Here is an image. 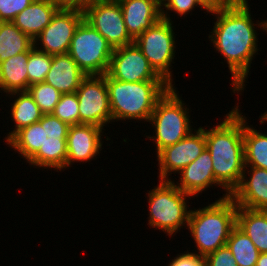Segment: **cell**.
<instances>
[{
	"label": "cell",
	"mask_w": 267,
	"mask_h": 266,
	"mask_svg": "<svg viewBox=\"0 0 267 266\" xmlns=\"http://www.w3.org/2000/svg\"><path fill=\"white\" fill-rule=\"evenodd\" d=\"M79 102L75 93L62 94L56 104L53 116L67 123L69 126L79 124Z\"/></svg>",
	"instance_id": "obj_29"
},
{
	"label": "cell",
	"mask_w": 267,
	"mask_h": 266,
	"mask_svg": "<svg viewBox=\"0 0 267 266\" xmlns=\"http://www.w3.org/2000/svg\"><path fill=\"white\" fill-rule=\"evenodd\" d=\"M267 121V111L261 116L260 123H264Z\"/></svg>",
	"instance_id": "obj_38"
},
{
	"label": "cell",
	"mask_w": 267,
	"mask_h": 266,
	"mask_svg": "<svg viewBox=\"0 0 267 266\" xmlns=\"http://www.w3.org/2000/svg\"><path fill=\"white\" fill-rule=\"evenodd\" d=\"M114 49L85 19L77 27L68 54L87 75H105Z\"/></svg>",
	"instance_id": "obj_9"
},
{
	"label": "cell",
	"mask_w": 267,
	"mask_h": 266,
	"mask_svg": "<svg viewBox=\"0 0 267 266\" xmlns=\"http://www.w3.org/2000/svg\"><path fill=\"white\" fill-rule=\"evenodd\" d=\"M246 171L249 173V179L246 177ZM230 197L238 207L267 210V170L245 166L240 184L233 190Z\"/></svg>",
	"instance_id": "obj_16"
},
{
	"label": "cell",
	"mask_w": 267,
	"mask_h": 266,
	"mask_svg": "<svg viewBox=\"0 0 267 266\" xmlns=\"http://www.w3.org/2000/svg\"><path fill=\"white\" fill-rule=\"evenodd\" d=\"M212 158L210 152L205 148L199 157L183 168L179 174L180 182L175 186L191 196H196L212 185L225 188L215 179ZM178 184V185H177Z\"/></svg>",
	"instance_id": "obj_18"
},
{
	"label": "cell",
	"mask_w": 267,
	"mask_h": 266,
	"mask_svg": "<svg viewBox=\"0 0 267 266\" xmlns=\"http://www.w3.org/2000/svg\"><path fill=\"white\" fill-rule=\"evenodd\" d=\"M60 8L52 0H34L12 21L23 33L35 39Z\"/></svg>",
	"instance_id": "obj_20"
},
{
	"label": "cell",
	"mask_w": 267,
	"mask_h": 266,
	"mask_svg": "<svg viewBox=\"0 0 267 266\" xmlns=\"http://www.w3.org/2000/svg\"><path fill=\"white\" fill-rule=\"evenodd\" d=\"M106 74L124 82L163 80L135 43L114 49Z\"/></svg>",
	"instance_id": "obj_14"
},
{
	"label": "cell",
	"mask_w": 267,
	"mask_h": 266,
	"mask_svg": "<svg viewBox=\"0 0 267 266\" xmlns=\"http://www.w3.org/2000/svg\"><path fill=\"white\" fill-rule=\"evenodd\" d=\"M184 105L175 86L170 87L157 101L148 121L152 122L151 124L155 128V136L147 137L155 141L157 153L164 147L179 142L192 132V126L189 124V108Z\"/></svg>",
	"instance_id": "obj_7"
},
{
	"label": "cell",
	"mask_w": 267,
	"mask_h": 266,
	"mask_svg": "<svg viewBox=\"0 0 267 266\" xmlns=\"http://www.w3.org/2000/svg\"><path fill=\"white\" fill-rule=\"evenodd\" d=\"M53 55L44 53L34 46L30 49L27 61L28 88L31 84L44 82L50 70Z\"/></svg>",
	"instance_id": "obj_27"
},
{
	"label": "cell",
	"mask_w": 267,
	"mask_h": 266,
	"mask_svg": "<svg viewBox=\"0 0 267 266\" xmlns=\"http://www.w3.org/2000/svg\"><path fill=\"white\" fill-rule=\"evenodd\" d=\"M8 94L13 96V98L17 95V99L11 105V117L15 127L7 135L6 142L21 128L37 123L43 116L39 106L28 91H14Z\"/></svg>",
	"instance_id": "obj_23"
},
{
	"label": "cell",
	"mask_w": 267,
	"mask_h": 266,
	"mask_svg": "<svg viewBox=\"0 0 267 266\" xmlns=\"http://www.w3.org/2000/svg\"><path fill=\"white\" fill-rule=\"evenodd\" d=\"M27 91L43 114H51L62 95L56 88L45 82L31 84Z\"/></svg>",
	"instance_id": "obj_28"
},
{
	"label": "cell",
	"mask_w": 267,
	"mask_h": 266,
	"mask_svg": "<svg viewBox=\"0 0 267 266\" xmlns=\"http://www.w3.org/2000/svg\"><path fill=\"white\" fill-rule=\"evenodd\" d=\"M103 0H79V10H84V8L90 4L98 3Z\"/></svg>",
	"instance_id": "obj_36"
},
{
	"label": "cell",
	"mask_w": 267,
	"mask_h": 266,
	"mask_svg": "<svg viewBox=\"0 0 267 266\" xmlns=\"http://www.w3.org/2000/svg\"><path fill=\"white\" fill-rule=\"evenodd\" d=\"M216 15V22L209 38L218 53L226 59L231 72L233 92L244 89L251 61L257 49V33L260 26L266 32V21L254 24L248 1H230L224 7L209 12ZM213 33V34H212Z\"/></svg>",
	"instance_id": "obj_1"
},
{
	"label": "cell",
	"mask_w": 267,
	"mask_h": 266,
	"mask_svg": "<svg viewBox=\"0 0 267 266\" xmlns=\"http://www.w3.org/2000/svg\"><path fill=\"white\" fill-rule=\"evenodd\" d=\"M168 15V16H167ZM162 18L152 27L146 29L139 35L134 43L142 51L143 55L149 61L154 71L171 87L172 84V68L171 63L175 57V36L172 26V20L168 12L161 8Z\"/></svg>",
	"instance_id": "obj_8"
},
{
	"label": "cell",
	"mask_w": 267,
	"mask_h": 266,
	"mask_svg": "<svg viewBox=\"0 0 267 266\" xmlns=\"http://www.w3.org/2000/svg\"><path fill=\"white\" fill-rule=\"evenodd\" d=\"M226 246L238 266H256L260 252L237 225L232 228Z\"/></svg>",
	"instance_id": "obj_26"
},
{
	"label": "cell",
	"mask_w": 267,
	"mask_h": 266,
	"mask_svg": "<svg viewBox=\"0 0 267 266\" xmlns=\"http://www.w3.org/2000/svg\"><path fill=\"white\" fill-rule=\"evenodd\" d=\"M34 46L33 39L13 22H0V63Z\"/></svg>",
	"instance_id": "obj_24"
},
{
	"label": "cell",
	"mask_w": 267,
	"mask_h": 266,
	"mask_svg": "<svg viewBox=\"0 0 267 266\" xmlns=\"http://www.w3.org/2000/svg\"><path fill=\"white\" fill-rule=\"evenodd\" d=\"M168 266H205V257H201L195 252H184L178 254L171 260Z\"/></svg>",
	"instance_id": "obj_33"
},
{
	"label": "cell",
	"mask_w": 267,
	"mask_h": 266,
	"mask_svg": "<svg viewBox=\"0 0 267 266\" xmlns=\"http://www.w3.org/2000/svg\"><path fill=\"white\" fill-rule=\"evenodd\" d=\"M83 20V10L60 8L51 22L33 39L34 47L50 55L68 53L75 31ZM38 41L40 49L36 46L39 45Z\"/></svg>",
	"instance_id": "obj_12"
},
{
	"label": "cell",
	"mask_w": 267,
	"mask_h": 266,
	"mask_svg": "<svg viewBox=\"0 0 267 266\" xmlns=\"http://www.w3.org/2000/svg\"><path fill=\"white\" fill-rule=\"evenodd\" d=\"M189 196L178 189L174 181L160 180L159 185L148 193V224L172 237L185 224L188 225L191 210H187L186 199Z\"/></svg>",
	"instance_id": "obj_6"
},
{
	"label": "cell",
	"mask_w": 267,
	"mask_h": 266,
	"mask_svg": "<svg viewBox=\"0 0 267 266\" xmlns=\"http://www.w3.org/2000/svg\"><path fill=\"white\" fill-rule=\"evenodd\" d=\"M84 19L96 29L113 49L134 43L129 35L118 0H103L83 10Z\"/></svg>",
	"instance_id": "obj_11"
},
{
	"label": "cell",
	"mask_w": 267,
	"mask_h": 266,
	"mask_svg": "<svg viewBox=\"0 0 267 266\" xmlns=\"http://www.w3.org/2000/svg\"><path fill=\"white\" fill-rule=\"evenodd\" d=\"M103 128L90 124L71 125L68 129L66 167L74 162H88L96 157L102 148Z\"/></svg>",
	"instance_id": "obj_15"
},
{
	"label": "cell",
	"mask_w": 267,
	"mask_h": 266,
	"mask_svg": "<svg viewBox=\"0 0 267 266\" xmlns=\"http://www.w3.org/2000/svg\"><path fill=\"white\" fill-rule=\"evenodd\" d=\"M256 266H267V253H260Z\"/></svg>",
	"instance_id": "obj_37"
},
{
	"label": "cell",
	"mask_w": 267,
	"mask_h": 266,
	"mask_svg": "<svg viewBox=\"0 0 267 266\" xmlns=\"http://www.w3.org/2000/svg\"><path fill=\"white\" fill-rule=\"evenodd\" d=\"M76 95L79 102V124L103 128L105 124L112 122L106 74L86 76Z\"/></svg>",
	"instance_id": "obj_10"
},
{
	"label": "cell",
	"mask_w": 267,
	"mask_h": 266,
	"mask_svg": "<svg viewBox=\"0 0 267 266\" xmlns=\"http://www.w3.org/2000/svg\"><path fill=\"white\" fill-rule=\"evenodd\" d=\"M243 116V141L245 166L267 170V134H263L247 125Z\"/></svg>",
	"instance_id": "obj_25"
},
{
	"label": "cell",
	"mask_w": 267,
	"mask_h": 266,
	"mask_svg": "<svg viewBox=\"0 0 267 266\" xmlns=\"http://www.w3.org/2000/svg\"><path fill=\"white\" fill-rule=\"evenodd\" d=\"M86 76L68 53L56 54L44 82L62 94L75 93Z\"/></svg>",
	"instance_id": "obj_19"
},
{
	"label": "cell",
	"mask_w": 267,
	"mask_h": 266,
	"mask_svg": "<svg viewBox=\"0 0 267 266\" xmlns=\"http://www.w3.org/2000/svg\"><path fill=\"white\" fill-rule=\"evenodd\" d=\"M205 266H238L227 246L218 248L205 257Z\"/></svg>",
	"instance_id": "obj_31"
},
{
	"label": "cell",
	"mask_w": 267,
	"mask_h": 266,
	"mask_svg": "<svg viewBox=\"0 0 267 266\" xmlns=\"http://www.w3.org/2000/svg\"><path fill=\"white\" fill-rule=\"evenodd\" d=\"M59 8L79 9V0H52Z\"/></svg>",
	"instance_id": "obj_35"
},
{
	"label": "cell",
	"mask_w": 267,
	"mask_h": 266,
	"mask_svg": "<svg viewBox=\"0 0 267 266\" xmlns=\"http://www.w3.org/2000/svg\"><path fill=\"white\" fill-rule=\"evenodd\" d=\"M196 6L206 10L198 0H161V7L176 12L179 16H185Z\"/></svg>",
	"instance_id": "obj_32"
},
{
	"label": "cell",
	"mask_w": 267,
	"mask_h": 266,
	"mask_svg": "<svg viewBox=\"0 0 267 266\" xmlns=\"http://www.w3.org/2000/svg\"><path fill=\"white\" fill-rule=\"evenodd\" d=\"M30 50L0 63V89L4 93L28 90L27 61Z\"/></svg>",
	"instance_id": "obj_22"
},
{
	"label": "cell",
	"mask_w": 267,
	"mask_h": 266,
	"mask_svg": "<svg viewBox=\"0 0 267 266\" xmlns=\"http://www.w3.org/2000/svg\"><path fill=\"white\" fill-rule=\"evenodd\" d=\"M179 142L164 147L157 154L159 181L171 180L172 172L179 173L188 164L196 160L206 148L205 132L202 127L194 130Z\"/></svg>",
	"instance_id": "obj_13"
},
{
	"label": "cell",
	"mask_w": 267,
	"mask_h": 266,
	"mask_svg": "<svg viewBox=\"0 0 267 266\" xmlns=\"http://www.w3.org/2000/svg\"><path fill=\"white\" fill-rule=\"evenodd\" d=\"M236 225L250 238L260 253H267V210L237 206Z\"/></svg>",
	"instance_id": "obj_21"
},
{
	"label": "cell",
	"mask_w": 267,
	"mask_h": 266,
	"mask_svg": "<svg viewBox=\"0 0 267 266\" xmlns=\"http://www.w3.org/2000/svg\"><path fill=\"white\" fill-rule=\"evenodd\" d=\"M69 125L52 114H43L37 123L21 128L8 141L29 165L66 169V139Z\"/></svg>",
	"instance_id": "obj_3"
},
{
	"label": "cell",
	"mask_w": 267,
	"mask_h": 266,
	"mask_svg": "<svg viewBox=\"0 0 267 266\" xmlns=\"http://www.w3.org/2000/svg\"><path fill=\"white\" fill-rule=\"evenodd\" d=\"M237 205L228 196L220 197L202 209L190 211L188 229L199 256L206 257L226 246L232 228L236 225Z\"/></svg>",
	"instance_id": "obj_4"
},
{
	"label": "cell",
	"mask_w": 267,
	"mask_h": 266,
	"mask_svg": "<svg viewBox=\"0 0 267 266\" xmlns=\"http://www.w3.org/2000/svg\"><path fill=\"white\" fill-rule=\"evenodd\" d=\"M129 35L135 40L161 18V0H118Z\"/></svg>",
	"instance_id": "obj_17"
},
{
	"label": "cell",
	"mask_w": 267,
	"mask_h": 266,
	"mask_svg": "<svg viewBox=\"0 0 267 266\" xmlns=\"http://www.w3.org/2000/svg\"><path fill=\"white\" fill-rule=\"evenodd\" d=\"M34 0H0V22H12Z\"/></svg>",
	"instance_id": "obj_30"
},
{
	"label": "cell",
	"mask_w": 267,
	"mask_h": 266,
	"mask_svg": "<svg viewBox=\"0 0 267 266\" xmlns=\"http://www.w3.org/2000/svg\"><path fill=\"white\" fill-rule=\"evenodd\" d=\"M203 131L215 179L225 188L222 197H228L240 184L245 169L243 115L238 105L226 114L222 123Z\"/></svg>",
	"instance_id": "obj_2"
},
{
	"label": "cell",
	"mask_w": 267,
	"mask_h": 266,
	"mask_svg": "<svg viewBox=\"0 0 267 266\" xmlns=\"http://www.w3.org/2000/svg\"><path fill=\"white\" fill-rule=\"evenodd\" d=\"M200 4L206 9V11L212 12L227 5L229 0H198Z\"/></svg>",
	"instance_id": "obj_34"
},
{
	"label": "cell",
	"mask_w": 267,
	"mask_h": 266,
	"mask_svg": "<svg viewBox=\"0 0 267 266\" xmlns=\"http://www.w3.org/2000/svg\"><path fill=\"white\" fill-rule=\"evenodd\" d=\"M109 103L113 120H146L152 115L157 101L171 87L164 80L124 82L106 74Z\"/></svg>",
	"instance_id": "obj_5"
}]
</instances>
